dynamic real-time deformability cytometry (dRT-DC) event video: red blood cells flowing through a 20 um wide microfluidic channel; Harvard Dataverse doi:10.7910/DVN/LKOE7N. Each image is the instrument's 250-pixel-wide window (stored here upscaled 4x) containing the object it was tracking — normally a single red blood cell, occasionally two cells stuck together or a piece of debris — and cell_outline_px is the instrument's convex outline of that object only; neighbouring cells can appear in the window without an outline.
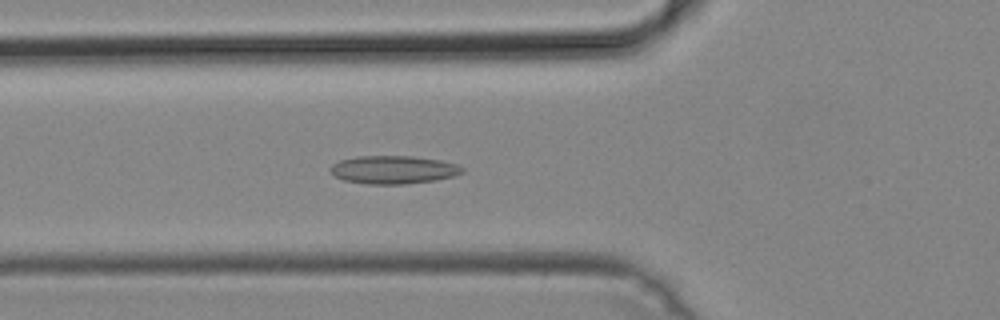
{"species": "common noctule bat (a hibernating species)", "species_latin": "Nyctalus noctula", "temperature_condition": "cold", "stored_images_in_passage": 49, "camera_frame_rate_fps": 3000, "um_per_image_px": 0.085, "animal": {"sex": "male", "body_mass_g": 19.2, "forearm_length_mm": 51.8}, "frame": {"image": 1, "passage_image": 17, "time_ms": 5.333, "image_size_px": [1000, 320], "cell_outline_px": [[464, 172], [452, 176], [436, 180], [404, 184], [368, 184], [344, 180], [336, 176], [328, 168], [332, 164], [340, 160], [356, 156], [412, 156], [440, 160], [456, 164], [464, 168]], "centroid_in_image_um": [33.43, 14.42], "position_along_channel_um": 92.4, "area_um2": 21.56}}
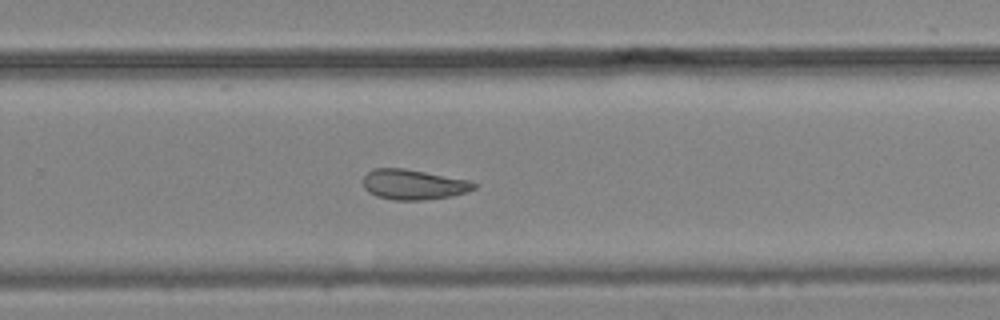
{"frame": {"image": 2, "passage_image": 32, "time_ms": 10.333, "image_size_px": [1000, 320], "cell_outline_px": [[476, 188], [468, 192], [452, 196], [424, 200], [396, 200], [376, 196], [368, 192], [364, 188], [364, 176], [372, 168], [404, 168], [468, 180], [476, 184]], "centroid_in_image_um": [35.14, 15.69], "position_along_channel_um": 294.7, "area_um2": 19.48}}
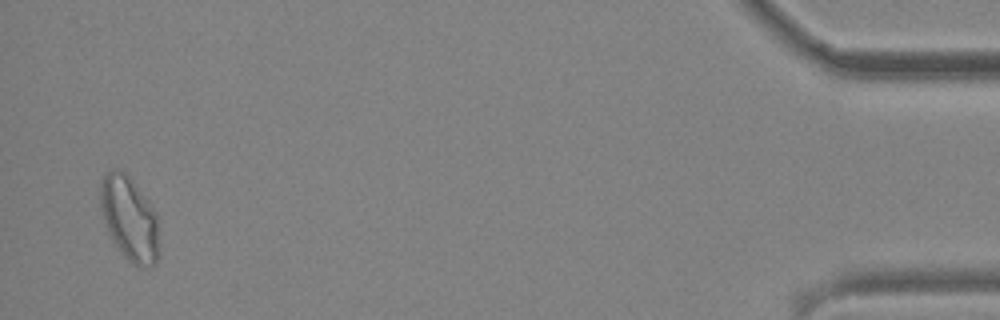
{"frame": {"image": 3, "passage_image": 48, "time_ms": 15.667, "image_size_px": [1000, 320], "cell_outline_px": [[160, 256], [156, 264], [148, 268], [132, 264], [128, 260], [112, 240], [104, 220], [100, 208], [100, 184], [104, 176], [112, 168], [120, 168], [132, 180], [156, 212], [160, 252]], "centroid_in_image_um": [11.02, 18.61], "position_along_channel_um": 424.2, "area_um2": 28.96}}